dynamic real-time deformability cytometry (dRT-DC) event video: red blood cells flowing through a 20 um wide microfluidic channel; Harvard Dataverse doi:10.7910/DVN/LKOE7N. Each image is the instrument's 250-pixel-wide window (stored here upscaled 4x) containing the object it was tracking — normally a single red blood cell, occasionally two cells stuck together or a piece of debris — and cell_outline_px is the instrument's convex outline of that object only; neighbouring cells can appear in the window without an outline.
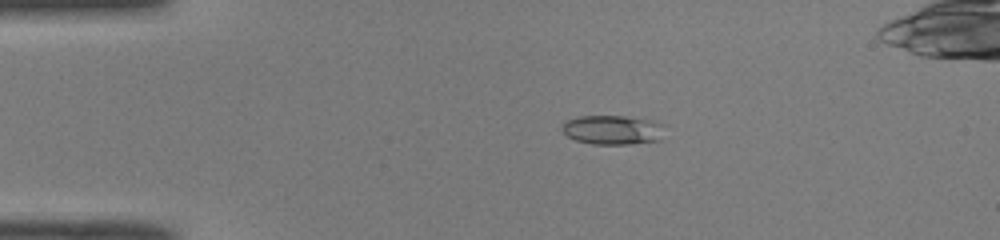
{"species": "common noctule bat (a hibernating species)", "species_latin": "Nyctalus noctula", "temperature_condition": "room temperature", "stored_images_in_passage": 50, "camera_frame_rate_fps": 3000, "um_per_image_px": 0.085, "animal": {"sex": "male", "body_mass_g": 19.0, "forearm_length_mm": 50.8}, "frame": {"image": 1, "passage_image": 10, "time_ms": 3.0, "image_size_px": [1000, 240], "cell_outline_px": [[660, 140], [628, 144], [592, 144], [576, 140], [568, 136], [560, 128], [568, 120], [580, 116], [624, 116], [644, 120], [660, 124]], "centroid_in_image_um": [51.97, 11.05], "position_along_channel_um": 33.0, "area_um2": 16.88}}
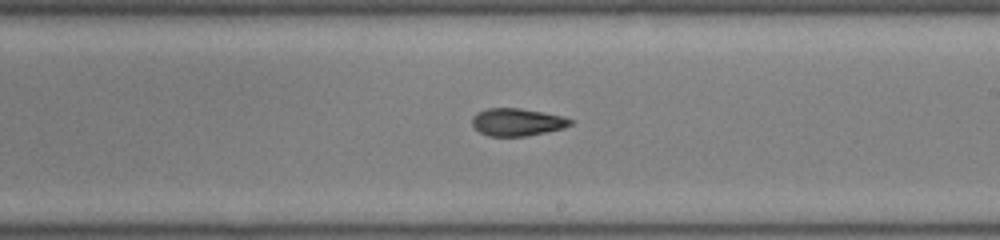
{"frame": {"image": 2, "passage_image": 29, "time_ms": 9.333, "image_size_px": [1000, 240], "cell_outline_px": [[576, 120], [572, 124], [564, 128], [524, 136], [488, 136], [480, 132], [472, 124], [472, 116], [476, 112], [488, 108], [520, 108], [564, 116]], "centroid_in_image_um": [43.97, 10.37], "position_along_channel_um": 245.0, "area_um2": 15.84}}
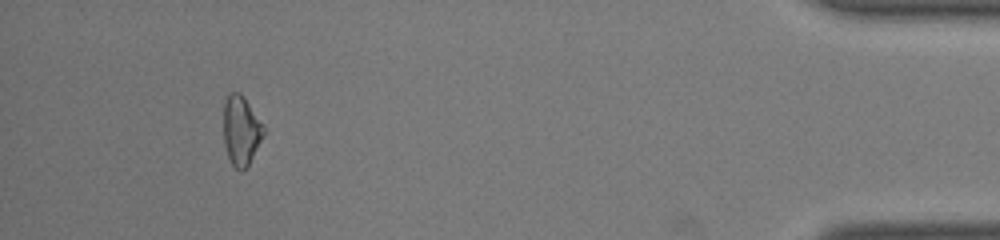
{"frame": {"image": 3, "passage_image": 46, "time_ms": 15.0, "image_size_px": [1000, 240], "cell_outline_px": [[264, 132], [248, 164], [240, 172], [232, 164], [228, 156], [224, 144], [224, 100], [232, 92], [240, 92], [244, 96], [264, 124]], "centroid_in_image_um": [20.48, 11.04], "position_along_channel_um": 414.7, "area_um2": 16.01}}